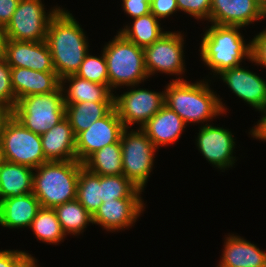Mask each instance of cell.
I'll use <instances>...</instances> for the list:
<instances>
[{
	"mask_svg": "<svg viewBox=\"0 0 266 267\" xmlns=\"http://www.w3.org/2000/svg\"><path fill=\"white\" fill-rule=\"evenodd\" d=\"M60 79L74 75L89 53L88 41L70 11L59 9L51 18L45 39Z\"/></svg>",
	"mask_w": 266,
	"mask_h": 267,
	"instance_id": "cell-1",
	"label": "cell"
},
{
	"mask_svg": "<svg viewBox=\"0 0 266 267\" xmlns=\"http://www.w3.org/2000/svg\"><path fill=\"white\" fill-rule=\"evenodd\" d=\"M208 82L189 83L183 78L172 80L165 89V105L186 123H203L226 114L222 99L209 88Z\"/></svg>",
	"mask_w": 266,
	"mask_h": 267,
	"instance_id": "cell-2",
	"label": "cell"
},
{
	"mask_svg": "<svg viewBox=\"0 0 266 267\" xmlns=\"http://www.w3.org/2000/svg\"><path fill=\"white\" fill-rule=\"evenodd\" d=\"M83 163L47 161L34 169L33 194L41 207L54 208L77 198V184Z\"/></svg>",
	"mask_w": 266,
	"mask_h": 267,
	"instance_id": "cell-3",
	"label": "cell"
},
{
	"mask_svg": "<svg viewBox=\"0 0 266 267\" xmlns=\"http://www.w3.org/2000/svg\"><path fill=\"white\" fill-rule=\"evenodd\" d=\"M238 26L212 24L203 35L199 50L203 63L213 75L241 65L243 59L251 58V42L245 43Z\"/></svg>",
	"mask_w": 266,
	"mask_h": 267,
	"instance_id": "cell-4",
	"label": "cell"
},
{
	"mask_svg": "<svg viewBox=\"0 0 266 267\" xmlns=\"http://www.w3.org/2000/svg\"><path fill=\"white\" fill-rule=\"evenodd\" d=\"M102 52L107 62L111 91L124 85L134 88L149 78L143 48L125 39L119 32Z\"/></svg>",
	"mask_w": 266,
	"mask_h": 267,
	"instance_id": "cell-5",
	"label": "cell"
},
{
	"mask_svg": "<svg viewBox=\"0 0 266 267\" xmlns=\"http://www.w3.org/2000/svg\"><path fill=\"white\" fill-rule=\"evenodd\" d=\"M12 116L33 133H46L65 118L62 87L55 92L19 99L12 110Z\"/></svg>",
	"mask_w": 266,
	"mask_h": 267,
	"instance_id": "cell-6",
	"label": "cell"
},
{
	"mask_svg": "<svg viewBox=\"0 0 266 267\" xmlns=\"http://www.w3.org/2000/svg\"><path fill=\"white\" fill-rule=\"evenodd\" d=\"M0 140L7 162L35 169L48 161L43 152L40 135L25 128L13 116L6 121Z\"/></svg>",
	"mask_w": 266,
	"mask_h": 267,
	"instance_id": "cell-7",
	"label": "cell"
},
{
	"mask_svg": "<svg viewBox=\"0 0 266 267\" xmlns=\"http://www.w3.org/2000/svg\"><path fill=\"white\" fill-rule=\"evenodd\" d=\"M128 130H123L120 139L123 175L144 190L154 165V152L157 148L141 128L137 131Z\"/></svg>",
	"mask_w": 266,
	"mask_h": 267,
	"instance_id": "cell-8",
	"label": "cell"
},
{
	"mask_svg": "<svg viewBox=\"0 0 266 267\" xmlns=\"http://www.w3.org/2000/svg\"><path fill=\"white\" fill-rule=\"evenodd\" d=\"M41 0H19L10 22L5 27L8 40L44 41L51 18L60 9L53 7L48 13Z\"/></svg>",
	"mask_w": 266,
	"mask_h": 267,
	"instance_id": "cell-9",
	"label": "cell"
},
{
	"mask_svg": "<svg viewBox=\"0 0 266 267\" xmlns=\"http://www.w3.org/2000/svg\"><path fill=\"white\" fill-rule=\"evenodd\" d=\"M184 38L181 32L167 31L152 45L143 48L147 74L181 75L185 72Z\"/></svg>",
	"mask_w": 266,
	"mask_h": 267,
	"instance_id": "cell-10",
	"label": "cell"
},
{
	"mask_svg": "<svg viewBox=\"0 0 266 267\" xmlns=\"http://www.w3.org/2000/svg\"><path fill=\"white\" fill-rule=\"evenodd\" d=\"M165 105V90L152 92L134 88L123 94L114 95V108L125 128L139 124L141 128Z\"/></svg>",
	"mask_w": 266,
	"mask_h": 267,
	"instance_id": "cell-11",
	"label": "cell"
},
{
	"mask_svg": "<svg viewBox=\"0 0 266 267\" xmlns=\"http://www.w3.org/2000/svg\"><path fill=\"white\" fill-rule=\"evenodd\" d=\"M124 124L113 108L105 117L96 120L91 126L76 136V158L83 163L97 150L120 142Z\"/></svg>",
	"mask_w": 266,
	"mask_h": 267,
	"instance_id": "cell-12",
	"label": "cell"
},
{
	"mask_svg": "<svg viewBox=\"0 0 266 267\" xmlns=\"http://www.w3.org/2000/svg\"><path fill=\"white\" fill-rule=\"evenodd\" d=\"M229 129L206 124L200 127L196 143L198 150L206 160L219 168L225 170L232 167L236 161L233 157L235 141Z\"/></svg>",
	"mask_w": 266,
	"mask_h": 267,
	"instance_id": "cell-13",
	"label": "cell"
},
{
	"mask_svg": "<svg viewBox=\"0 0 266 267\" xmlns=\"http://www.w3.org/2000/svg\"><path fill=\"white\" fill-rule=\"evenodd\" d=\"M10 68H28L40 72H55L46 41H6L3 54Z\"/></svg>",
	"mask_w": 266,
	"mask_h": 267,
	"instance_id": "cell-14",
	"label": "cell"
},
{
	"mask_svg": "<svg viewBox=\"0 0 266 267\" xmlns=\"http://www.w3.org/2000/svg\"><path fill=\"white\" fill-rule=\"evenodd\" d=\"M141 198H121L102 202L92 216V224H98L107 231H118L130 228L144 211Z\"/></svg>",
	"mask_w": 266,
	"mask_h": 267,
	"instance_id": "cell-15",
	"label": "cell"
},
{
	"mask_svg": "<svg viewBox=\"0 0 266 267\" xmlns=\"http://www.w3.org/2000/svg\"><path fill=\"white\" fill-rule=\"evenodd\" d=\"M223 82L250 106L262 111L266 108V81L241 66L224 70L218 74Z\"/></svg>",
	"mask_w": 266,
	"mask_h": 267,
	"instance_id": "cell-16",
	"label": "cell"
},
{
	"mask_svg": "<svg viewBox=\"0 0 266 267\" xmlns=\"http://www.w3.org/2000/svg\"><path fill=\"white\" fill-rule=\"evenodd\" d=\"M266 18L255 0H212L209 22L216 25L245 27Z\"/></svg>",
	"mask_w": 266,
	"mask_h": 267,
	"instance_id": "cell-17",
	"label": "cell"
},
{
	"mask_svg": "<svg viewBox=\"0 0 266 267\" xmlns=\"http://www.w3.org/2000/svg\"><path fill=\"white\" fill-rule=\"evenodd\" d=\"M11 84L17 101L34 94H47L61 87L56 72H40L28 68H11Z\"/></svg>",
	"mask_w": 266,
	"mask_h": 267,
	"instance_id": "cell-18",
	"label": "cell"
},
{
	"mask_svg": "<svg viewBox=\"0 0 266 267\" xmlns=\"http://www.w3.org/2000/svg\"><path fill=\"white\" fill-rule=\"evenodd\" d=\"M40 137L48 161L77 160L76 136L66 117Z\"/></svg>",
	"mask_w": 266,
	"mask_h": 267,
	"instance_id": "cell-19",
	"label": "cell"
},
{
	"mask_svg": "<svg viewBox=\"0 0 266 267\" xmlns=\"http://www.w3.org/2000/svg\"><path fill=\"white\" fill-rule=\"evenodd\" d=\"M185 126L184 120L175 111L164 105L141 129L159 149L160 146L173 144L178 140Z\"/></svg>",
	"mask_w": 266,
	"mask_h": 267,
	"instance_id": "cell-20",
	"label": "cell"
},
{
	"mask_svg": "<svg viewBox=\"0 0 266 267\" xmlns=\"http://www.w3.org/2000/svg\"><path fill=\"white\" fill-rule=\"evenodd\" d=\"M40 208L33 193L5 198L0 201V225L10 229L30 227Z\"/></svg>",
	"mask_w": 266,
	"mask_h": 267,
	"instance_id": "cell-21",
	"label": "cell"
},
{
	"mask_svg": "<svg viewBox=\"0 0 266 267\" xmlns=\"http://www.w3.org/2000/svg\"><path fill=\"white\" fill-rule=\"evenodd\" d=\"M224 243L219 267H266V252L255 244L233 234Z\"/></svg>",
	"mask_w": 266,
	"mask_h": 267,
	"instance_id": "cell-22",
	"label": "cell"
},
{
	"mask_svg": "<svg viewBox=\"0 0 266 267\" xmlns=\"http://www.w3.org/2000/svg\"><path fill=\"white\" fill-rule=\"evenodd\" d=\"M66 82L70 84L67 89H65ZM61 87L64 92V104H77L85 101L114 102V93L109 85L94 83L75 74L61 79Z\"/></svg>",
	"mask_w": 266,
	"mask_h": 267,
	"instance_id": "cell-23",
	"label": "cell"
},
{
	"mask_svg": "<svg viewBox=\"0 0 266 267\" xmlns=\"http://www.w3.org/2000/svg\"><path fill=\"white\" fill-rule=\"evenodd\" d=\"M34 169L4 161L0 165V201L33 193Z\"/></svg>",
	"mask_w": 266,
	"mask_h": 267,
	"instance_id": "cell-24",
	"label": "cell"
},
{
	"mask_svg": "<svg viewBox=\"0 0 266 267\" xmlns=\"http://www.w3.org/2000/svg\"><path fill=\"white\" fill-rule=\"evenodd\" d=\"M114 108V102L85 101L65 104V117L69 120L75 136L87 130L93 122L105 117Z\"/></svg>",
	"mask_w": 266,
	"mask_h": 267,
	"instance_id": "cell-25",
	"label": "cell"
},
{
	"mask_svg": "<svg viewBox=\"0 0 266 267\" xmlns=\"http://www.w3.org/2000/svg\"><path fill=\"white\" fill-rule=\"evenodd\" d=\"M83 167L100 176L123 175L120 142L106 145L94 152L83 162Z\"/></svg>",
	"mask_w": 266,
	"mask_h": 267,
	"instance_id": "cell-26",
	"label": "cell"
},
{
	"mask_svg": "<svg viewBox=\"0 0 266 267\" xmlns=\"http://www.w3.org/2000/svg\"><path fill=\"white\" fill-rule=\"evenodd\" d=\"M133 24L124 26L118 31L125 39L133 42L139 47L145 48L152 45L167 31H162L160 26L161 20L152 13L144 16L133 18Z\"/></svg>",
	"mask_w": 266,
	"mask_h": 267,
	"instance_id": "cell-27",
	"label": "cell"
},
{
	"mask_svg": "<svg viewBox=\"0 0 266 267\" xmlns=\"http://www.w3.org/2000/svg\"><path fill=\"white\" fill-rule=\"evenodd\" d=\"M64 233L79 235L92 222V215L77 200L60 204L53 208Z\"/></svg>",
	"mask_w": 266,
	"mask_h": 267,
	"instance_id": "cell-28",
	"label": "cell"
},
{
	"mask_svg": "<svg viewBox=\"0 0 266 267\" xmlns=\"http://www.w3.org/2000/svg\"><path fill=\"white\" fill-rule=\"evenodd\" d=\"M29 228H32L37 239L49 244L63 242L66 236L53 208L41 207Z\"/></svg>",
	"mask_w": 266,
	"mask_h": 267,
	"instance_id": "cell-29",
	"label": "cell"
},
{
	"mask_svg": "<svg viewBox=\"0 0 266 267\" xmlns=\"http://www.w3.org/2000/svg\"><path fill=\"white\" fill-rule=\"evenodd\" d=\"M76 199L93 216L102 204L101 176L82 167L78 178Z\"/></svg>",
	"mask_w": 266,
	"mask_h": 267,
	"instance_id": "cell-30",
	"label": "cell"
},
{
	"mask_svg": "<svg viewBox=\"0 0 266 267\" xmlns=\"http://www.w3.org/2000/svg\"><path fill=\"white\" fill-rule=\"evenodd\" d=\"M142 192L143 190L124 175L101 176L102 202L121 198H141Z\"/></svg>",
	"mask_w": 266,
	"mask_h": 267,
	"instance_id": "cell-31",
	"label": "cell"
},
{
	"mask_svg": "<svg viewBox=\"0 0 266 267\" xmlns=\"http://www.w3.org/2000/svg\"><path fill=\"white\" fill-rule=\"evenodd\" d=\"M75 75L94 83L109 85L107 62L104 53L99 57L88 53Z\"/></svg>",
	"mask_w": 266,
	"mask_h": 267,
	"instance_id": "cell-32",
	"label": "cell"
},
{
	"mask_svg": "<svg viewBox=\"0 0 266 267\" xmlns=\"http://www.w3.org/2000/svg\"><path fill=\"white\" fill-rule=\"evenodd\" d=\"M0 104L7 106L11 110L17 104L11 84V68L3 56H0Z\"/></svg>",
	"mask_w": 266,
	"mask_h": 267,
	"instance_id": "cell-33",
	"label": "cell"
},
{
	"mask_svg": "<svg viewBox=\"0 0 266 267\" xmlns=\"http://www.w3.org/2000/svg\"><path fill=\"white\" fill-rule=\"evenodd\" d=\"M212 0H177L178 10L198 20H208Z\"/></svg>",
	"mask_w": 266,
	"mask_h": 267,
	"instance_id": "cell-34",
	"label": "cell"
},
{
	"mask_svg": "<svg viewBox=\"0 0 266 267\" xmlns=\"http://www.w3.org/2000/svg\"><path fill=\"white\" fill-rule=\"evenodd\" d=\"M251 58L249 61L266 67V29L251 41Z\"/></svg>",
	"mask_w": 266,
	"mask_h": 267,
	"instance_id": "cell-35",
	"label": "cell"
},
{
	"mask_svg": "<svg viewBox=\"0 0 266 267\" xmlns=\"http://www.w3.org/2000/svg\"><path fill=\"white\" fill-rule=\"evenodd\" d=\"M151 13L159 20L169 17L174 12L179 11L177 0H151Z\"/></svg>",
	"mask_w": 266,
	"mask_h": 267,
	"instance_id": "cell-36",
	"label": "cell"
},
{
	"mask_svg": "<svg viewBox=\"0 0 266 267\" xmlns=\"http://www.w3.org/2000/svg\"><path fill=\"white\" fill-rule=\"evenodd\" d=\"M31 254L18 250H0V267H19Z\"/></svg>",
	"mask_w": 266,
	"mask_h": 267,
	"instance_id": "cell-37",
	"label": "cell"
},
{
	"mask_svg": "<svg viewBox=\"0 0 266 267\" xmlns=\"http://www.w3.org/2000/svg\"><path fill=\"white\" fill-rule=\"evenodd\" d=\"M123 10L133 18L151 13L150 0H122Z\"/></svg>",
	"mask_w": 266,
	"mask_h": 267,
	"instance_id": "cell-38",
	"label": "cell"
},
{
	"mask_svg": "<svg viewBox=\"0 0 266 267\" xmlns=\"http://www.w3.org/2000/svg\"><path fill=\"white\" fill-rule=\"evenodd\" d=\"M19 0H0V24L7 26L14 14Z\"/></svg>",
	"mask_w": 266,
	"mask_h": 267,
	"instance_id": "cell-39",
	"label": "cell"
},
{
	"mask_svg": "<svg viewBox=\"0 0 266 267\" xmlns=\"http://www.w3.org/2000/svg\"><path fill=\"white\" fill-rule=\"evenodd\" d=\"M263 113V117L258 120L257 125L252 127L253 129L250 130V134L253 138L260 139L261 141H266V108L261 111Z\"/></svg>",
	"mask_w": 266,
	"mask_h": 267,
	"instance_id": "cell-40",
	"label": "cell"
},
{
	"mask_svg": "<svg viewBox=\"0 0 266 267\" xmlns=\"http://www.w3.org/2000/svg\"><path fill=\"white\" fill-rule=\"evenodd\" d=\"M12 116V110L9 109L7 106L0 104V139L3 127L6 121Z\"/></svg>",
	"mask_w": 266,
	"mask_h": 267,
	"instance_id": "cell-41",
	"label": "cell"
},
{
	"mask_svg": "<svg viewBox=\"0 0 266 267\" xmlns=\"http://www.w3.org/2000/svg\"><path fill=\"white\" fill-rule=\"evenodd\" d=\"M7 41L5 26L0 24V56H3Z\"/></svg>",
	"mask_w": 266,
	"mask_h": 267,
	"instance_id": "cell-42",
	"label": "cell"
},
{
	"mask_svg": "<svg viewBox=\"0 0 266 267\" xmlns=\"http://www.w3.org/2000/svg\"><path fill=\"white\" fill-rule=\"evenodd\" d=\"M37 259L33 256H29L19 267H38Z\"/></svg>",
	"mask_w": 266,
	"mask_h": 267,
	"instance_id": "cell-43",
	"label": "cell"
},
{
	"mask_svg": "<svg viewBox=\"0 0 266 267\" xmlns=\"http://www.w3.org/2000/svg\"><path fill=\"white\" fill-rule=\"evenodd\" d=\"M261 9L266 13V0H255Z\"/></svg>",
	"mask_w": 266,
	"mask_h": 267,
	"instance_id": "cell-44",
	"label": "cell"
},
{
	"mask_svg": "<svg viewBox=\"0 0 266 267\" xmlns=\"http://www.w3.org/2000/svg\"><path fill=\"white\" fill-rule=\"evenodd\" d=\"M5 161V158H4V153H3V149H2V143H1V140H0V165Z\"/></svg>",
	"mask_w": 266,
	"mask_h": 267,
	"instance_id": "cell-45",
	"label": "cell"
}]
</instances>
